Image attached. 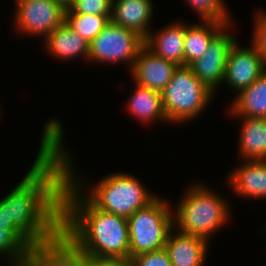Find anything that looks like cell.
I'll return each mask as SVG.
<instances>
[{"label": "cell", "instance_id": "7", "mask_svg": "<svg viewBox=\"0 0 266 266\" xmlns=\"http://www.w3.org/2000/svg\"><path fill=\"white\" fill-rule=\"evenodd\" d=\"M144 42L136 32L110 20L100 34L90 42L88 62H123L124 64L128 62L131 70Z\"/></svg>", "mask_w": 266, "mask_h": 266}, {"label": "cell", "instance_id": "18", "mask_svg": "<svg viewBox=\"0 0 266 266\" xmlns=\"http://www.w3.org/2000/svg\"><path fill=\"white\" fill-rule=\"evenodd\" d=\"M1 255L8 257L10 264L8 266H33L44 258V255L19 230L5 229H0Z\"/></svg>", "mask_w": 266, "mask_h": 266}, {"label": "cell", "instance_id": "8", "mask_svg": "<svg viewBox=\"0 0 266 266\" xmlns=\"http://www.w3.org/2000/svg\"><path fill=\"white\" fill-rule=\"evenodd\" d=\"M14 23L24 36L46 37L65 21V9L53 0H18Z\"/></svg>", "mask_w": 266, "mask_h": 266}, {"label": "cell", "instance_id": "3", "mask_svg": "<svg viewBox=\"0 0 266 266\" xmlns=\"http://www.w3.org/2000/svg\"><path fill=\"white\" fill-rule=\"evenodd\" d=\"M63 129L60 120L52 118L45 124L43 133L63 152L67 163V178L97 208L128 219L134 212L146 207L157 198V195L149 192L137 177L126 172L107 175L95 183L92 189L88 187L90 191L85 193L84 178L75 173L73 160L63 146Z\"/></svg>", "mask_w": 266, "mask_h": 266}, {"label": "cell", "instance_id": "29", "mask_svg": "<svg viewBox=\"0 0 266 266\" xmlns=\"http://www.w3.org/2000/svg\"><path fill=\"white\" fill-rule=\"evenodd\" d=\"M50 266H67L55 253L43 258Z\"/></svg>", "mask_w": 266, "mask_h": 266}, {"label": "cell", "instance_id": "25", "mask_svg": "<svg viewBox=\"0 0 266 266\" xmlns=\"http://www.w3.org/2000/svg\"><path fill=\"white\" fill-rule=\"evenodd\" d=\"M69 9L78 14L111 16L112 0H75Z\"/></svg>", "mask_w": 266, "mask_h": 266}, {"label": "cell", "instance_id": "32", "mask_svg": "<svg viewBox=\"0 0 266 266\" xmlns=\"http://www.w3.org/2000/svg\"><path fill=\"white\" fill-rule=\"evenodd\" d=\"M33 266H46V261L44 259H41Z\"/></svg>", "mask_w": 266, "mask_h": 266}, {"label": "cell", "instance_id": "16", "mask_svg": "<svg viewBox=\"0 0 266 266\" xmlns=\"http://www.w3.org/2000/svg\"><path fill=\"white\" fill-rule=\"evenodd\" d=\"M43 40L46 51L60 60H73L81 55L88 61L90 43L71 29L65 21Z\"/></svg>", "mask_w": 266, "mask_h": 266}, {"label": "cell", "instance_id": "28", "mask_svg": "<svg viewBox=\"0 0 266 266\" xmlns=\"http://www.w3.org/2000/svg\"><path fill=\"white\" fill-rule=\"evenodd\" d=\"M0 229L18 230L10 221L7 211L0 205Z\"/></svg>", "mask_w": 266, "mask_h": 266}, {"label": "cell", "instance_id": "26", "mask_svg": "<svg viewBox=\"0 0 266 266\" xmlns=\"http://www.w3.org/2000/svg\"><path fill=\"white\" fill-rule=\"evenodd\" d=\"M254 19V31L252 34V45L258 50L266 63V11H257Z\"/></svg>", "mask_w": 266, "mask_h": 266}, {"label": "cell", "instance_id": "20", "mask_svg": "<svg viewBox=\"0 0 266 266\" xmlns=\"http://www.w3.org/2000/svg\"><path fill=\"white\" fill-rule=\"evenodd\" d=\"M237 118L242 120L239 156L242 160H266V118Z\"/></svg>", "mask_w": 266, "mask_h": 266}, {"label": "cell", "instance_id": "4", "mask_svg": "<svg viewBox=\"0 0 266 266\" xmlns=\"http://www.w3.org/2000/svg\"><path fill=\"white\" fill-rule=\"evenodd\" d=\"M192 184L173 211L174 229L210 241L211 235L230 220L229 204L210 186L201 182Z\"/></svg>", "mask_w": 266, "mask_h": 266}, {"label": "cell", "instance_id": "23", "mask_svg": "<svg viewBox=\"0 0 266 266\" xmlns=\"http://www.w3.org/2000/svg\"><path fill=\"white\" fill-rule=\"evenodd\" d=\"M54 253L67 266H115L120 261L116 258L96 257L79 252L62 235Z\"/></svg>", "mask_w": 266, "mask_h": 266}, {"label": "cell", "instance_id": "13", "mask_svg": "<svg viewBox=\"0 0 266 266\" xmlns=\"http://www.w3.org/2000/svg\"><path fill=\"white\" fill-rule=\"evenodd\" d=\"M153 5L152 0H112L111 21L145 40L152 31L149 25L154 16Z\"/></svg>", "mask_w": 266, "mask_h": 266}, {"label": "cell", "instance_id": "6", "mask_svg": "<svg viewBox=\"0 0 266 266\" xmlns=\"http://www.w3.org/2000/svg\"><path fill=\"white\" fill-rule=\"evenodd\" d=\"M168 200L157 197L128 219L129 259L145 252L163 249L174 228L173 211Z\"/></svg>", "mask_w": 266, "mask_h": 266}, {"label": "cell", "instance_id": "17", "mask_svg": "<svg viewBox=\"0 0 266 266\" xmlns=\"http://www.w3.org/2000/svg\"><path fill=\"white\" fill-rule=\"evenodd\" d=\"M227 112L234 117L266 118V70L236 94Z\"/></svg>", "mask_w": 266, "mask_h": 266}, {"label": "cell", "instance_id": "22", "mask_svg": "<svg viewBox=\"0 0 266 266\" xmlns=\"http://www.w3.org/2000/svg\"><path fill=\"white\" fill-rule=\"evenodd\" d=\"M111 16L73 13L65 9V22L77 34L90 43L110 22Z\"/></svg>", "mask_w": 266, "mask_h": 266}, {"label": "cell", "instance_id": "12", "mask_svg": "<svg viewBox=\"0 0 266 266\" xmlns=\"http://www.w3.org/2000/svg\"><path fill=\"white\" fill-rule=\"evenodd\" d=\"M170 231L164 246L173 266H204L208 252V240L184 234L182 232Z\"/></svg>", "mask_w": 266, "mask_h": 266}, {"label": "cell", "instance_id": "2", "mask_svg": "<svg viewBox=\"0 0 266 266\" xmlns=\"http://www.w3.org/2000/svg\"><path fill=\"white\" fill-rule=\"evenodd\" d=\"M61 235L79 252L129 260L127 218L97 208L68 178L62 188Z\"/></svg>", "mask_w": 266, "mask_h": 266}, {"label": "cell", "instance_id": "31", "mask_svg": "<svg viewBox=\"0 0 266 266\" xmlns=\"http://www.w3.org/2000/svg\"><path fill=\"white\" fill-rule=\"evenodd\" d=\"M115 266H134L130 260H120Z\"/></svg>", "mask_w": 266, "mask_h": 266}, {"label": "cell", "instance_id": "15", "mask_svg": "<svg viewBox=\"0 0 266 266\" xmlns=\"http://www.w3.org/2000/svg\"><path fill=\"white\" fill-rule=\"evenodd\" d=\"M184 38L185 24L176 22L162 27L156 34L150 32L144 43L156 55L184 66Z\"/></svg>", "mask_w": 266, "mask_h": 266}, {"label": "cell", "instance_id": "24", "mask_svg": "<svg viewBox=\"0 0 266 266\" xmlns=\"http://www.w3.org/2000/svg\"><path fill=\"white\" fill-rule=\"evenodd\" d=\"M201 21L233 22L224 0H186Z\"/></svg>", "mask_w": 266, "mask_h": 266}, {"label": "cell", "instance_id": "21", "mask_svg": "<svg viewBox=\"0 0 266 266\" xmlns=\"http://www.w3.org/2000/svg\"><path fill=\"white\" fill-rule=\"evenodd\" d=\"M134 87L133 93L127 102V111L143 124H150V122L156 120L168 122L163 108L161 92L139 86L136 83Z\"/></svg>", "mask_w": 266, "mask_h": 266}, {"label": "cell", "instance_id": "14", "mask_svg": "<svg viewBox=\"0 0 266 266\" xmlns=\"http://www.w3.org/2000/svg\"><path fill=\"white\" fill-rule=\"evenodd\" d=\"M229 172L228 185L241 197L266 198V160H242Z\"/></svg>", "mask_w": 266, "mask_h": 266}, {"label": "cell", "instance_id": "27", "mask_svg": "<svg viewBox=\"0 0 266 266\" xmlns=\"http://www.w3.org/2000/svg\"><path fill=\"white\" fill-rule=\"evenodd\" d=\"M129 260L134 266H173L165 248L141 253Z\"/></svg>", "mask_w": 266, "mask_h": 266}, {"label": "cell", "instance_id": "30", "mask_svg": "<svg viewBox=\"0 0 266 266\" xmlns=\"http://www.w3.org/2000/svg\"><path fill=\"white\" fill-rule=\"evenodd\" d=\"M54 2H57L60 4L64 9H68L75 0H53Z\"/></svg>", "mask_w": 266, "mask_h": 266}, {"label": "cell", "instance_id": "11", "mask_svg": "<svg viewBox=\"0 0 266 266\" xmlns=\"http://www.w3.org/2000/svg\"><path fill=\"white\" fill-rule=\"evenodd\" d=\"M177 67L175 63L156 55L144 44L130 73L137 85L161 92L172 79Z\"/></svg>", "mask_w": 266, "mask_h": 266}, {"label": "cell", "instance_id": "5", "mask_svg": "<svg viewBox=\"0 0 266 266\" xmlns=\"http://www.w3.org/2000/svg\"><path fill=\"white\" fill-rule=\"evenodd\" d=\"M161 96L168 122L180 124L197 118L214 98V92L184 65L175 69Z\"/></svg>", "mask_w": 266, "mask_h": 266}, {"label": "cell", "instance_id": "10", "mask_svg": "<svg viewBox=\"0 0 266 266\" xmlns=\"http://www.w3.org/2000/svg\"><path fill=\"white\" fill-rule=\"evenodd\" d=\"M265 70L266 63L258 50L252 44L249 47H240L236 41L226 59L223 82H226L234 93H239L249 87Z\"/></svg>", "mask_w": 266, "mask_h": 266}, {"label": "cell", "instance_id": "9", "mask_svg": "<svg viewBox=\"0 0 266 266\" xmlns=\"http://www.w3.org/2000/svg\"><path fill=\"white\" fill-rule=\"evenodd\" d=\"M231 24H227L211 40L205 53L189 65L194 75L213 92L223 82L226 59L230 48L237 41V38L230 32L233 27Z\"/></svg>", "mask_w": 266, "mask_h": 266}, {"label": "cell", "instance_id": "1", "mask_svg": "<svg viewBox=\"0 0 266 266\" xmlns=\"http://www.w3.org/2000/svg\"><path fill=\"white\" fill-rule=\"evenodd\" d=\"M34 163L0 205L11 223L44 255L61 237L62 188L67 178L63 152L43 133Z\"/></svg>", "mask_w": 266, "mask_h": 266}, {"label": "cell", "instance_id": "19", "mask_svg": "<svg viewBox=\"0 0 266 266\" xmlns=\"http://www.w3.org/2000/svg\"><path fill=\"white\" fill-rule=\"evenodd\" d=\"M203 22V23H202ZM185 24L184 65L189 66L207 50L211 40L229 23L202 21Z\"/></svg>", "mask_w": 266, "mask_h": 266}]
</instances>
